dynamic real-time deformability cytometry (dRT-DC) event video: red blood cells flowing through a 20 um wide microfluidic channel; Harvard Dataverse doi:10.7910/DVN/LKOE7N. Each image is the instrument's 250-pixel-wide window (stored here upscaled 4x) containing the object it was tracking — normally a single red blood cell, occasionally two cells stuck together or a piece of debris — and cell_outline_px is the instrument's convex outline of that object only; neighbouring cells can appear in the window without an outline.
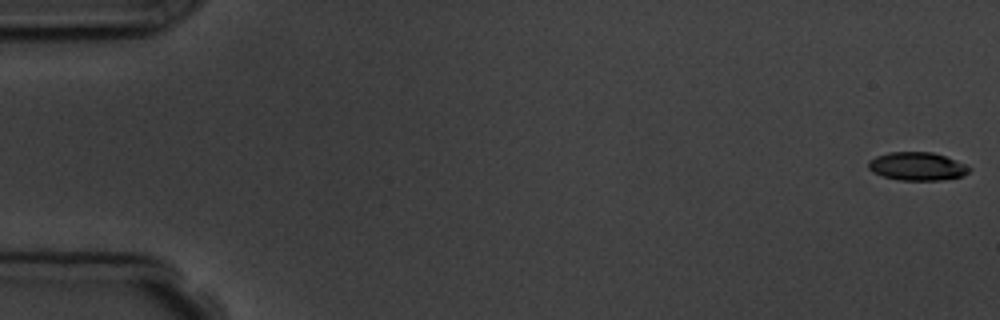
{"species": "common noctule bat (a hibernating species)", "species_latin": "Nyctalus noctula", "temperature_condition": "room temperature", "stored_images_in_passage": 8, "camera_frame_rate_fps": 3000, "um_per_image_px": 0.085, "animal": {"sex": "male", "body_mass_g": 19.5, "forearm_length_mm": 54.6}, "frame": {"image": 1, "passage_image": 1, "time_ms": 0.0, "image_size_px": [1000, 320], "cell_outline_px": [[972, 168], [968, 172], [960, 176], [940, 180], [900, 180], [884, 176], [872, 172], [868, 168], [868, 160], [876, 156], [888, 152], [932, 152], [944, 156], [964, 164]], "centroid_in_image_um": [77.91, 14.13], "position_along_channel_um": 7.1, "area_um2": 16.42}}
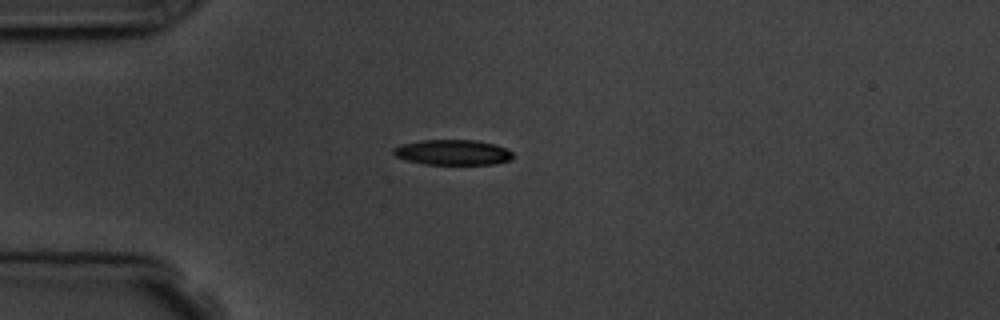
{"frame": {"image": 2, "passage_image": 5, "time_ms": 4.667, "image_size_px": [1000, 320], "cell_outline_px": [[512, 156], [508, 160], [492, 164], [424, 164], [408, 160], [396, 156], [392, 152], [392, 148], [400, 144], [420, 140], [476, 140], [492, 144], [504, 148], [512, 152]], "centroid_in_image_um": [38.41, 12.94], "position_along_channel_um": 46.6, "area_um2": 17.4}}